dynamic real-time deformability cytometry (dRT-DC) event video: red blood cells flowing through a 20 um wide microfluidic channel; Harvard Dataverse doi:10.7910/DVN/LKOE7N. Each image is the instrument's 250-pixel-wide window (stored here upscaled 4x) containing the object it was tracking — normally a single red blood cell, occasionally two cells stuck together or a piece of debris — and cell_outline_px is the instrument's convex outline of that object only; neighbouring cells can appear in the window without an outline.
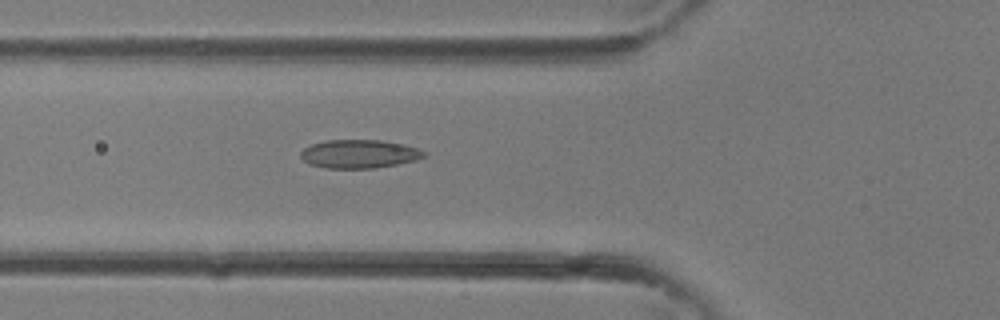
{"species": "common noctule bat (a hibernating species)", "species_latin": "Nyctalus noctula", "temperature_condition": "room temperature", "stored_images_in_passage": 32, "camera_frame_rate_fps": 3000, "um_per_image_px": 0.085, "animal": {"sex": "female"}, "frame": {"image": 1, "passage_image": 9, "time_ms": 2.667, "image_size_px": [1000, 320], "cell_outline_px": [[424, 156], [416, 160], [376, 168], [324, 168], [308, 164], [300, 156], [300, 152], [304, 148], [312, 144], [324, 140], [380, 140], [404, 144], [416, 148], [424, 152]], "centroid_in_image_um": [30.48, 13.08], "position_along_channel_um": 95.3, "area_um2": 20.4}}
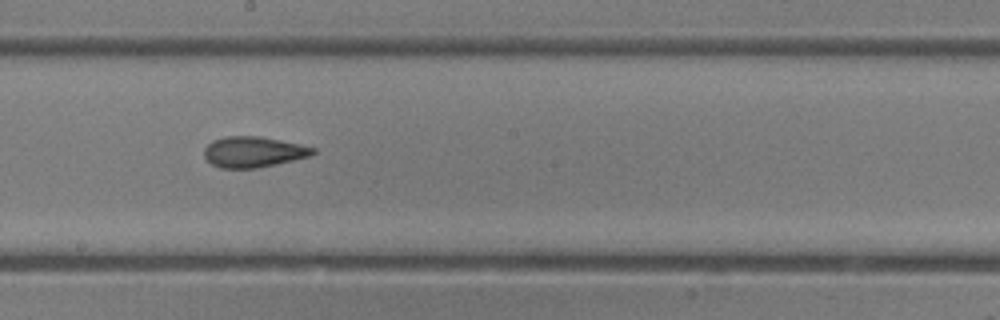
{"frame": {"image": 2, "passage_image": 16, "time_ms": 5.0, "image_size_px": [1000, 320], "cell_outline_px": [[316, 152], [312, 156], [276, 164], [256, 168], [220, 168], [212, 164], [204, 156], [204, 148], [212, 140], [228, 136], [260, 136], [300, 144], [316, 148]], "centroid_in_image_um": [21.56, 12.91], "position_along_channel_um": 226.6, "area_um2": 19.54}}
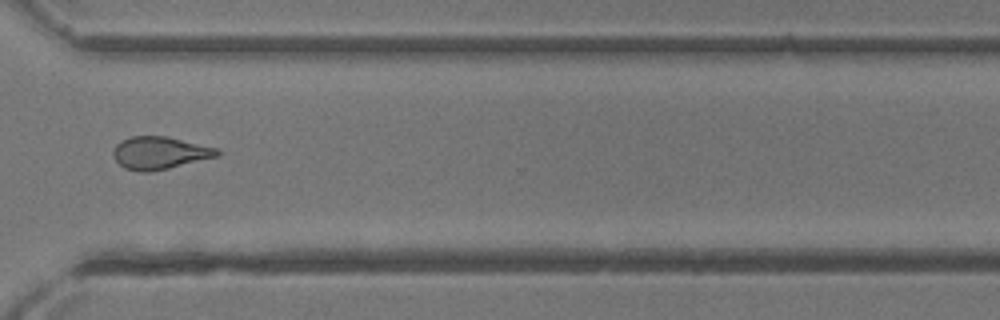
{"frame": {"image": 3, "passage_image": 23, "time_ms": 7.333, "image_size_px": [1000, 320], "cell_outline_px": [[220, 156], [168, 168], [148, 172], [140, 172], [124, 168], [116, 160], [112, 152], [116, 144], [120, 140], [132, 136], [168, 136], [220, 148]], "centroid_in_image_um": [13.61, 12.98], "position_along_channel_um": 357.0, "area_um2": 19.94}}